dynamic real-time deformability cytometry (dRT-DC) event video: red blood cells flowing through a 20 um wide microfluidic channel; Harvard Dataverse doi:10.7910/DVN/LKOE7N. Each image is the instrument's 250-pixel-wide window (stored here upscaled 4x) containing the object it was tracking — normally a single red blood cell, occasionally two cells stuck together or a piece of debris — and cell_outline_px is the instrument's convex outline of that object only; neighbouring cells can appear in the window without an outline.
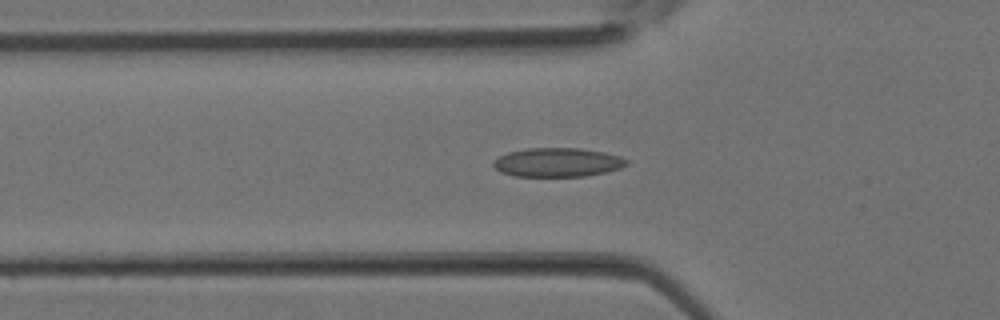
{"species": "Egyptian fruit bat (a non-hibernating species)", "species_latin": "Rousettus aegyptiacus", "temperature_condition": "room temperature", "stored_images_in_passage": 11, "camera_frame_rate_fps": 3000, "um_per_image_px": 0.085, "animal": {"sex": "female"}, "frame": {"image": 1, "passage_image": 10, "time_ms": 3.0, "image_size_px": [1000, 320], "cell_outline_px": [[628, 164], [620, 168], [608, 172], [584, 176], [516, 176], [500, 172], [492, 164], [500, 156], [508, 152], [528, 148], [580, 148], [604, 152], [620, 156], [628, 160]], "centroid_in_image_um": [47.43, 13.8], "position_along_channel_um": 78.4, "area_um2": 22.43}}